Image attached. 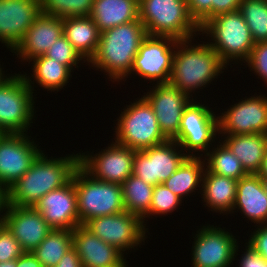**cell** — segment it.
<instances>
[{
    "label": "cell",
    "instance_id": "obj_1",
    "mask_svg": "<svg viewBox=\"0 0 267 267\" xmlns=\"http://www.w3.org/2000/svg\"><path fill=\"white\" fill-rule=\"evenodd\" d=\"M200 38L197 36L177 42L169 80V84L185 92L192 99L204 98L203 90L210 87V84L216 85L218 78L221 81L220 76L226 75L224 72L229 71V67L215 50L203 37Z\"/></svg>",
    "mask_w": 267,
    "mask_h": 267
},
{
    "label": "cell",
    "instance_id": "obj_2",
    "mask_svg": "<svg viewBox=\"0 0 267 267\" xmlns=\"http://www.w3.org/2000/svg\"><path fill=\"white\" fill-rule=\"evenodd\" d=\"M146 36L140 19L101 32L96 53L87 63L88 68L101 72L100 75L103 73L105 80L108 79L112 85H125L134 58Z\"/></svg>",
    "mask_w": 267,
    "mask_h": 267
},
{
    "label": "cell",
    "instance_id": "obj_3",
    "mask_svg": "<svg viewBox=\"0 0 267 267\" xmlns=\"http://www.w3.org/2000/svg\"><path fill=\"white\" fill-rule=\"evenodd\" d=\"M75 153L49 157L43 150L29 170L9 188L10 205L33 207L50 191L68 184L80 166V153Z\"/></svg>",
    "mask_w": 267,
    "mask_h": 267
},
{
    "label": "cell",
    "instance_id": "obj_4",
    "mask_svg": "<svg viewBox=\"0 0 267 267\" xmlns=\"http://www.w3.org/2000/svg\"><path fill=\"white\" fill-rule=\"evenodd\" d=\"M200 36L207 39L221 60L230 66L231 72L249 59L255 44L239 10L211 18L200 28Z\"/></svg>",
    "mask_w": 267,
    "mask_h": 267
},
{
    "label": "cell",
    "instance_id": "obj_5",
    "mask_svg": "<svg viewBox=\"0 0 267 267\" xmlns=\"http://www.w3.org/2000/svg\"><path fill=\"white\" fill-rule=\"evenodd\" d=\"M129 105L121 107V113L112 122V139L136 151L158 146L168 139L160 130L159 123L150 104L140 95ZM123 108V109H122ZM123 110V111H122ZM116 125V126H115Z\"/></svg>",
    "mask_w": 267,
    "mask_h": 267
},
{
    "label": "cell",
    "instance_id": "obj_6",
    "mask_svg": "<svg viewBox=\"0 0 267 267\" xmlns=\"http://www.w3.org/2000/svg\"><path fill=\"white\" fill-rule=\"evenodd\" d=\"M139 19L147 35L188 40L200 36L186 0H139Z\"/></svg>",
    "mask_w": 267,
    "mask_h": 267
},
{
    "label": "cell",
    "instance_id": "obj_7",
    "mask_svg": "<svg viewBox=\"0 0 267 267\" xmlns=\"http://www.w3.org/2000/svg\"><path fill=\"white\" fill-rule=\"evenodd\" d=\"M206 101L208 98L204 102L193 99L189 103L183 111L178 136L174 139L191 157H203L220 140L218 106L212 109V102Z\"/></svg>",
    "mask_w": 267,
    "mask_h": 267
},
{
    "label": "cell",
    "instance_id": "obj_8",
    "mask_svg": "<svg viewBox=\"0 0 267 267\" xmlns=\"http://www.w3.org/2000/svg\"><path fill=\"white\" fill-rule=\"evenodd\" d=\"M32 89L19 71L0 85V132L29 133L36 124V102ZM29 130V132H28Z\"/></svg>",
    "mask_w": 267,
    "mask_h": 267
},
{
    "label": "cell",
    "instance_id": "obj_9",
    "mask_svg": "<svg viewBox=\"0 0 267 267\" xmlns=\"http://www.w3.org/2000/svg\"><path fill=\"white\" fill-rule=\"evenodd\" d=\"M77 194L80 225L96 217L125 211L122 186L94 179L81 166L72 177Z\"/></svg>",
    "mask_w": 267,
    "mask_h": 267
},
{
    "label": "cell",
    "instance_id": "obj_10",
    "mask_svg": "<svg viewBox=\"0 0 267 267\" xmlns=\"http://www.w3.org/2000/svg\"><path fill=\"white\" fill-rule=\"evenodd\" d=\"M209 222L195 226L198 230L196 229V233L192 232L194 241H191L189 264L191 267H232L235 263L236 247L243 244V240L239 241L237 238L240 236L236 233L233 235L231 228H222V224L216 225V221L213 224Z\"/></svg>",
    "mask_w": 267,
    "mask_h": 267
},
{
    "label": "cell",
    "instance_id": "obj_11",
    "mask_svg": "<svg viewBox=\"0 0 267 267\" xmlns=\"http://www.w3.org/2000/svg\"><path fill=\"white\" fill-rule=\"evenodd\" d=\"M173 37L147 35L140 44L127 78L152 84L169 83L177 42ZM133 75V76H132ZM135 78V79H134ZM143 79V80H142Z\"/></svg>",
    "mask_w": 267,
    "mask_h": 267
},
{
    "label": "cell",
    "instance_id": "obj_12",
    "mask_svg": "<svg viewBox=\"0 0 267 267\" xmlns=\"http://www.w3.org/2000/svg\"><path fill=\"white\" fill-rule=\"evenodd\" d=\"M83 226L104 242L115 246L125 256L129 252L136 253V250L145 244V240L149 241L147 238L150 232L143 220L126 210L118 214L93 218Z\"/></svg>",
    "mask_w": 267,
    "mask_h": 267
},
{
    "label": "cell",
    "instance_id": "obj_13",
    "mask_svg": "<svg viewBox=\"0 0 267 267\" xmlns=\"http://www.w3.org/2000/svg\"><path fill=\"white\" fill-rule=\"evenodd\" d=\"M259 94L232 101L222 110L219 108V135L267 134V95ZM234 102V103H233Z\"/></svg>",
    "mask_w": 267,
    "mask_h": 267
},
{
    "label": "cell",
    "instance_id": "obj_14",
    "mask_svg": "<svg viewBox=\"0 0 267 267\" xmlns=\"http://www.w3.org/2000/svg\"><path fill=\"white\" fill-rule=\"evenodd\" d=\"M109 142L104 149H98L101 151L80 150V166L94 179L121 185L132 175L136 150L121 145L113 139Z\"/></svg>",
    "mask_w": 267,
    "mask_h": 267
},
{
    "label": "cell",
    "instance_id": "obj_15",
    "mask_svg": "<svg viewBox=\"0 0 267 267\" xmlns=\"http://www.w3.org/2000/svg\"><path fill=\"white\" fill-rule=\"evenodd\" d=\"M32 133L0 135V184L8 189L29 170L43 151L37 138L31 137Z\"/></svg>",
    "mask_w": 267,
    "mask_h": 267
},
{
    "label": "cell",
    "instance_id": "obj_16",
    "mask_svg": "<svg viewBox=\"0 0 267 267\" xmlns=\"http://www.w3.org/2000/svg\"><path fill=\"white\" fill-rule=\"evenodd\" d=\"M188 155L174 140L135 151L132 174L150 185L162 184L182 164Z\"/></svg>",
    "mask_w": 267,
    "mask_h": 267
},
{
    "label": "cell",
    "instance_id": "obj_17",
    "mask_svg": "<svg viewBox=\"0 0 267 267\" xmlns=\"http://www.w3.org/2000/svg\"><path fill=\"white\" fill-rule=\"evenodd\" d=\"M145 87L147 92L140 96L152 107L164 136L174 140L178 136L183 111L193 99L169 83Z\"/></svg>",
    "mask_w": 267,
    "mask_h": 267
},
{
    "label": "cell",
    "instance_id": "obj_18",
    "mask_svg": "<svg viewBox=\"0 0 267 267\" xmlns=\"http://www.w3.org/2000/svg\"><path fill=\"white\" fill-rule=\"evenodd\" d=\"M40 14V0H0V43L6 51H13Z\"/></svg>",
    "mask_w": 267,
    "mask_h": 267
},
{
    "label": "cell",
    "instance_id": "obj_19",
    "mask_svg": "<svg viewBox=\"0 0 267 267\" xmlns=\"http://www.w3.org/2000/svg\"><path fill=\"white\" fill-rule=\"evenodd\" d=\"M33 207L53 229L73 231L80 225L73 179L63 187L47 193Z\"/></svg>",
    "mask_w": 267,
    "mask_h": 267
},
{
    "label": "cell",
    "instance_id": "obj_20",
    "mask_svg": "<svg viewBox=\"0 0 267 267\" xmlns=\"http://www.w3.org/2000/svg\"><path fill=\"white\" fill-rule=\"evenodd\" d=\"M63 35V18L41 13L29 27L23 39L11 52L24 66L28 61L45 55L53 43Z\"/></svg>",
    "mask_w": 267,
    "mask_h": 267
},
{
    "label": "cell",
    "instance_id": "obj_21",
    "mask_svg": "<svg viewBox=\"0 0 267 267\" xmlns=\"http://www.w3.org/2000/svg\"><path fill=\"white\" fill-rule=\"evenodd\" d=\"M4 225L20 243L24 252H32L53 230L32 206L9 205Z\"/></svg>",
    "mask_w": 267,
    "mask_h": 267
},
{
    "label": "cell",
    "instance_id": "obj_22",
    "mask_svg": "<svg viewBox=\"0 0 267 267\" xmlns=\"http://www.w3.org/2000/svg\"><path fill=\"white\" fill-rule=\"evenodd\" d=\"M72 247L80 257L82 267H129V261L121 251L83 225L72 231Z\"/></svg>",
    "mask_w": 267,
    "mask_h": 267
},
{
    "label": "cell",
    "instance_id": "obj_23",
    "mask_svg": "<svg viewBox=\"0 0 267 267\" xmlns=\"http://www.w3.org/2000/svg\"><path fill=\"white\" fill-rule=\"evenodd\" d=\"M247 218L251 226L267 224V192L258 174H248L237 182L236 198L229 216ZM237 213V214H236ZM252 223L254 225H252Z\"/></svg>",
    "mask_w": 267,
    "mask_h": 267
},
{
    "label": "cell",
    "instance_id": "obj_24",
    "mask_svg": "<svg viewBox=\"0 0 267 267\" xmlns=\"http://www.w3.org/2000/svg\"><path fill=\"white\" fill-rule=\"evenodd\" d=\"M26 64L28 67L31 66L29 69H31L30 72L32 74H27L24 70L21 71V74L32 89L35 97L37 96L35 88L40 87L43 91H49V94L50 92L51 94L52 92L57 94L62 89L65 90L67 85H70L69 82L72 79L73 73L68 67L60 64L59 61H55L46 55H41L31 59Z\"/></svg>",
    "mask_w": 267,
    "mask_h": 267
},
{
    "label": "cell",
    "instance_id": "obj_25",
    "mask_svg": "<svg viewBox=\"0 0 267 267\" xmlns=\"http://www.w3.org/2000/svg\"><path fill=\"white\" fill-rule=\"evenodd\" d=\"M237 180L219 176L205 169L202 180L200 202L208 212L226 215L228 218L236 198Z\"/></svg>",
    "mask_w": 267,
    "mask_h": 267
},
{
    "label": "cell",
    "instance_id": "obj_26",
    "mask_svg": "<svg viewBox=\"0 0 267 267\" xmlns=\"http://www.w3.org/2000/svg\"><path fill=\"white\" fill-rule=\"evenodd\" d=\"M248 174H258L267 148V134L219 135Z\"/></svg>",
    "mask_w": 267,
    "mask_h": 267
},
{
    "label": "cell",
    "instance_id": "obj_27",
    "mask_svg": "<svg viewBox=\"0 0 267 267\" xmlns=\"http://www.w3.org/2000/svg\"><path fill=\"white\" fill-rule=\"evenodd\" d=\"M90 17L100 32L139 19V0H94Z\"/></svg>",
    "mask_w": 267,
    "mask_h": 267
},
{
    "label": "cell",
    "instance_id": "obj_28",
    "mask_svg": "<svg viewBox=\"0 0 267 267\" xmlns=\"http://www.w3.org/2000/svg\"><path fill=\"white\" fill-rule=\"evenodd\" d=\"M100 33L90 16L63 18V35L87 63L96 53Z\"/></svg>",
    "mask_w": 267,
    "mask_h": 267
},
{
    "label": "cell",
    "instance_id": "obj_29",
    "mask_svg": "<svg viewBox=\"0 0 267 267\" xmlns=\"http://www.w3.org/2000/svg\"><path fill=\"white\" fill-rule=\"evenodd\" d=\"M204 171L203 157L188 156L163 184L184 202L186 198L189 200V197L195 195L196 192L197 195H201Z\"/></svg>",
    "mask_w": 267,
    "mask_h": 267
},
{
    "label": "cell",
    "instance_id": "obj_30",
    "mask_svg": "<svg viewBox=\"0 0 267 267\" xmlns=\"http://www.w3.org/2000/svg\"><path fill=\"white\" fill-rule=\"evenodd\" d=\"M121 186L125 210L139 216L143 220L145 227L150 230L148 228V219L154 186L133 174Z\"/></svg>",
    "mask_w": 267,
    "mask_h": 267
},
{
    "label": "cell",
    "instance_id": "obj_31",
    "mask_svg": "<svg viewBox=\"0 0 267 267\" xmlns=\"http://www.w3.org/2000/svg\"><path fill=\"white\" fill-rule=\"evenodd\" d=\"M205 169L219 176L239 180L248 175L239 159L219 140L204 156Z\"/></svg>",
    "mask_w": 267,
    "mask_h": 267
},
{
    "label": "cell",
    "instance_id": "obj_32",
    "mask_svg": "<svg viewBox=\"0 0 267 267\" xmlns=\"http://www.w3.org/2000/svg\"><path fill=\"white\" fill-rule=\"evenodd\" d=\"M72 248V231L53 229L32 251L43 267H55Z\"/></svg>",
    "mask_w": 267,
    "mask_h": 267
},
{
    "label": "cell",
    "instance_id": "obj_33",
    "mask_svg": "<svg viewBox=\"0 0 267 267\" xmlns=\"http://www.w3.org/2000/svg\"><path fill=\"white\" fill-rule=\"evenodd\" d=\"M239 11L254 42H267V0H242Z\"/></svg>",
    "mask_w": 267,
    "mask_h": 267
},
{
    "label": "cell",
    "instance_id": "obj_34",
    "mask_svg": "<svg viewBox=\"0 0 267 267\" xmlns=\"http://www.w3.org/2000/svg\"><path fill=\"white\" fill-rule=\"evenodd\" d=\"M94 0H40L41 13L59 18L90 16Z\"/></svg>",
    "mask_w": 267,
    "mask_h": 267
},
{
    "label": "cell",
    "instance_id": "obj_35",
    "mask_svg": "<svg viewBox=\"0 0 267 267\" xmlns=\"http://www.w3.org/2000/svg\"><path fill=\"white\" fill-rule=\"evenodd\" d=\"M182 205L184 206V202L166 188L163 183L155 185L149 210V220L154 217L157 219L158 216L163 218L166 215H171L174 211L178 212Z\"/></svg>",
    "mask_w": 267,
    "mask_h": 267
},
{
    "label": "cell",
    "instance_id": "obj_36",
    "mask_svg": "<svg viewBox=\"0 0 267 267\" xmlns=\"http://www.w3.org/2000/svg\"><path fill=\"white\" fill-rule=\"evenodd\" d=\"M45 55L55 61H59L60 64L68 67L73 73L75 70L79 71V67L82 66L84 68L83 65H88L64 35L53 43Z\"/></svg>",
    "mask_w": 267,
    "mask_h": 267
},
{
    "label": "cell",
    "instance_id": "obj_37",
    "mask_svg": "<svg viewBox=\"0 0 267 267\" xmlns=\"http://www.w3.org/2000/svg\"><path fill=\"white\" fill-rule=\"evenodd\" d=\"M242 66L236 70L238 73H235V75L240 74L241 68L248 67L250 76L254 74L258 80L263 81L264 84L262 83V86L265 87L267 85V42L255 43L249 59Z\"/></svg>",
    "mask_w": 267,
    "mask_h": 267
},
{
    "label": "cell",
    "instance_id": "obj_38",
    "mask_svg": "<svg viewBox=\"0 0 267 267\" xmlns=\"http://www.w3.org/2000/svg\"><path fill=\"white\" fill-rule=\"evenodd\" d=\"M23 253L20 243L3 224L0 228V262L15 260Z\"/></svg>",
    "mask_w": 267,
    "mask_h": 267
},
{
    "label": "cell",
    "instance_id": "obj_39",
    "mask_svg": "<svg viewBox=\"0 0 267 267\" xmlns=\"http://www.w3.org/2000/svg\"><path fill=\"white\" fill-rule=\"evenodd\" d=\"M186 2L191 18L199 28L214 17V0H186Z\"/></svg>",
    "mask_w": 267,
    "mask_h": 267
},
{
    "label": "cell",
    "instance_id": "obj_40",
    "mask_svg": "<svg viewBox=\"0 0 267 267\" xmlns=\"http://www.w3.org/2000/svg\"><path fill=\"white\" fill-rule=\"evenodd\" d=\"M253 228L251 229L253 232L248 230V234L246 233L249 236L244 242L267 263V224L253 226Z\"/></svg>",
    "mask_w": 267,
    "mask_h": 267
},
{
    "label": "cell",
    "instance_id": "obj_41",
    "mask_svg": "<svg viewBox=\"0 0 267 267\" xmlns=\"http://www.w3.org/2000/svg\"><path fill=\"white\" fill-rule=\"evenodd\" d=\"M240 245L241 244L236 247L235 252V265L237 267H267V263L249 245L246 243H244V245ZM240 248L241 250H239Z\"/></svg>",
    "mask_w": 267,
    "mask_h": 267
},
{
    "label": "cell",
    "instance_id": "obj_42",
    "mask_svg": "<svg viewBox=\"0 0 267 267\" xmlns=\"http://www.w3.org/2000/svg\"><path fill=\"white\" fill-rule=\"evenodd\" d=\"M242 0H214V17L223 13L239 10Z\"/></svg>",
    "mask_w": 267,
    "mask_h": 267
},
{
    "label": "cell",
    "instance_id": "obj_43",
    "mask_svg": "<svg viewBox=\"0 0 267 267\" xmlns=\"http://www.w3.org/2000/svg\"><path fill=\"white\" fill-rule=\"evenodd\" d=\"M55 267H82L81 259L72 247Z\"/></svg>",
    "mask_w": 267,
    "mask_h": 267
},
{
    "label": "cell",
    "instance_id": "obj_44",
    "mask_svg": "<svg viewBox=\"0 0 267 267\" xmlns=\"http://www.w3.org/2000/svg\"><path fill=\"white\" fill-rule=\"evenodd\" d=\"M17 267H43L32 252H24L17 258Z\"/></svg>",
    "mask_w": 267,
    "mask_h": 267
},
{
    "label": "cell",
    "instance_id": "obj_45",
    "mask_svg": "<svg viewBox=\"0 0 267 267\" xmlns=\"http://www.w3.org/2000/svg\"><path fill=\"white\" fill-rule=\"evenodd\" d=\"M9 205V189L0 184V218L5 217Z\"/></svg>",
    "mask_w": 267,
    "mask_h": 267
},
{
    "label": "cell",
    "instance_id": "obj_46",
    "mask_svg": "<svg viewBox=\"0 0 267 267\" xmlns=\"http://www.w3.org/2000/svg\"><path fill=\"white\" fill-rule=\"evenodd\" d=\"M1 62L2 61H0V85L12 75V70L10 71L11 73H7L8 69H6V71L4 70V67L6 65H3L4 64L3 62L1 65Z\"/></svg>",
    "mask_w": 267,
    "mask_h": 267
},
{
    "label": "cell",
    "instance_id": "obj_47",
    "mask_svg": "<svg viewBox=\"0 0 267 267\" xmlns=\"http://www.w3.org/2000/svg\"><path fill=\"white\" fill-rule=\"evenodd\" d=\"M258 175L261 178H267V148H266L264 160H263V163H262V166H261V169Z\"/></svg>",
    "mask_w": 267,
    "mask_h": 267
},
{
    "label": "cell",
    "instance_id": "obj_48",
    "mask_svg": "<svg viewBox=\"0 0 267 267\" xmlns=\"http://www.w3.org/2000/svg\"><path fill=\"white\" fill-rule=\"evenodd\" d=\"M0 267H17V259L12 261L0 262Z\"/></svg>",
    "mask_w": 267,
    "mask_h": 267
},
{
    "label": "cell",
    "instance_id": "obj_49",
    "mask_svg": "<svg viewBox=\"0 0 267 267\" xmlns=\"http://www.w3.org/2000/svg\"><path fill=\"white\" fill-rule=\"evenodd\" d=\"M262 183H263L265 191L267 192V178H262Z\"/></svg>",
    "mask_w": 267,
    "mask_h": 267
},
{
    "label": "cell",
    "instance_id": "obj_50",
    "mask_svg": "<svg viewBox=\"0 0 267 267\" xmlns=\"http://www.w3.org/2000/svg\"><path fill=\"white\" fill-rule=\"evenodd\" d=\"M4 224V218H0V228Z\"/></svg>",
    "mask_w": 267,
    "mask_h": 267
}]
</instances>
